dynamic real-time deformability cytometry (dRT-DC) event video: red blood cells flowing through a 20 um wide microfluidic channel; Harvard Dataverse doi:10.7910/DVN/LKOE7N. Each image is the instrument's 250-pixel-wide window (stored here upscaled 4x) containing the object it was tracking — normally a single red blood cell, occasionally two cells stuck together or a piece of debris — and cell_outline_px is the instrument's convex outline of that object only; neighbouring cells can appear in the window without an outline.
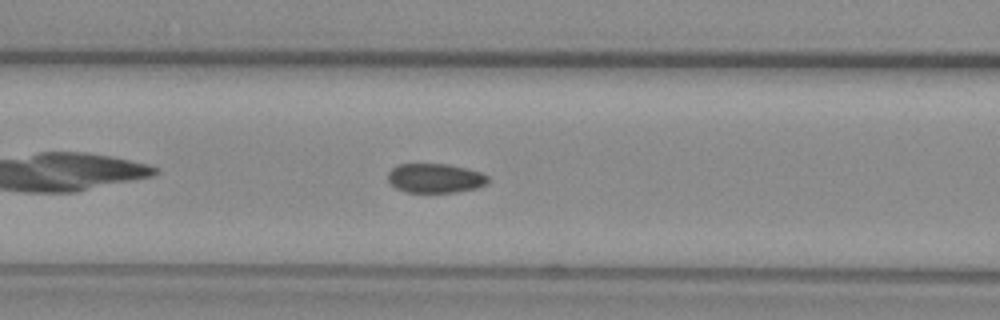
{"species": "common noctule bat (a hibernating species)", "species_latin": "Nyctalus noctula", "temperature_condition": "warm", "stored_images_in_passage": 38, "camera_frame_rate_fps": 3000, "um_per_image_px": 0.085, "animal": {"sex": "female", "body_mass_g": 29.2, "forearm_length_mm": 56.3}, "frame": {"image": 1, "passage_image": 7, "time_ms": 2.0, "image_size_px": [1000, 320], "cell_outline_px": [[488, 184], [476, 188], [456, 192], [404, 192], [396, 188], [388, 180], [388, 172], [396, 164], [448, 164], [480, 172], [488, 176]], "centroid_in_image_um": [36.98, 15.14], "position_along_channel_um": 129.6, "area_um2": 17.11}}
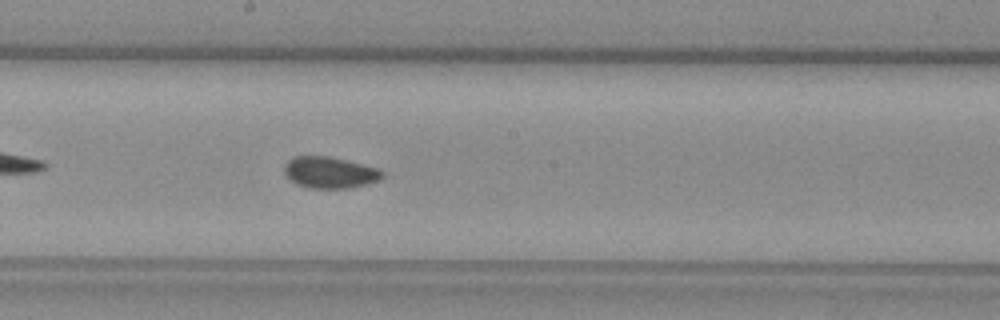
{"frame": {"image": 2, "passage_image": 14, "time_ms": 4.333, "image_size_px": [1000, 320], "cell_outline_px": [[384, 176], [380, 180], [348, 188], [312, 188], [300, 184], [292, 180], [284, 172], [284, 164], [292, 156], [328, 156], [376, 168], [384, 172]], "centroid_in_image_um": [28.02, 14.65], "position_along_channel_um": 220.2, "area_um2": 17.57}}
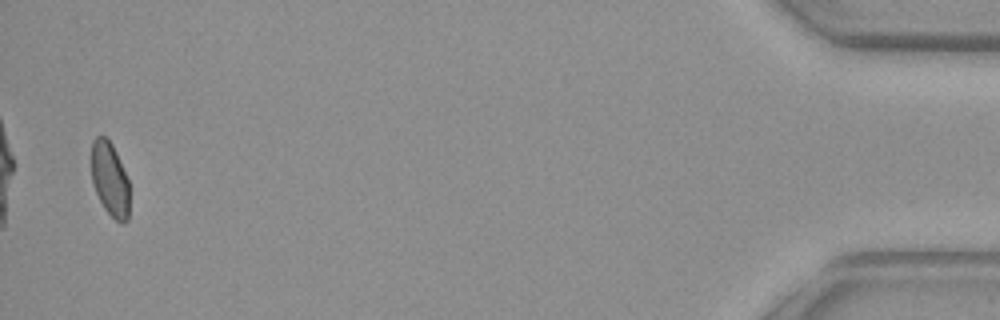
{"frame": {"image": 3, "passage_image": 37, "time_ms": 12.0, "image_size_px": [1000, 320], "cell_outline_px": [[128, 220], [124, 224], [120, 224], [104, 208], [96, 192], [92, 180], [92, 140], [96, 136], [104, 136], [112, 144], [116, 152], [128, 180]], "centroid_in_image_um": [9.34, 15.24], "position_along_channel_um": 425.9, "area_um2": 16.18}, "authors_computed_cell_mechanics": {"area_um2": 17.6868, "velocity_mm_per_s": 3.8923, "shape_relaxation_time_tau1_ms": null, "shape_relaxation_time_tau2_ms": 1.2461, "deformation_change_tau1": null, "deformation_change_tau2": 0.0535}}